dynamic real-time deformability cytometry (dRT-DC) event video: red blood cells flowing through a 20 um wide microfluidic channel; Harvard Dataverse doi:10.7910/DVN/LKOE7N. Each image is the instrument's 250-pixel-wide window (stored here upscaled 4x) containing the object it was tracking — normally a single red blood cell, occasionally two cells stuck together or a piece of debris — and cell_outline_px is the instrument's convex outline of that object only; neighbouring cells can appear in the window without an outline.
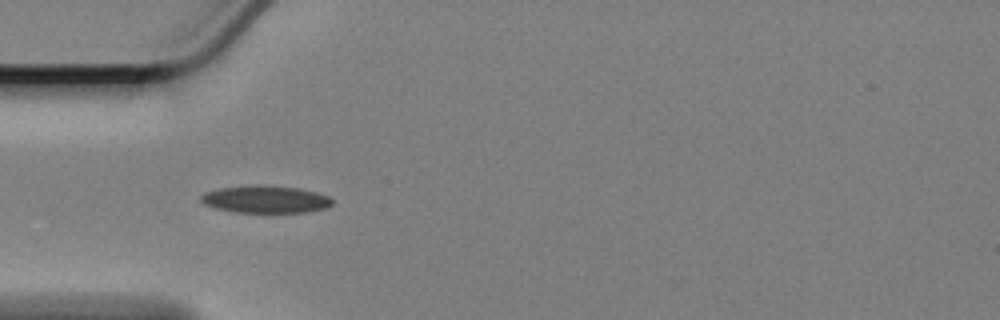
{"species": "Egyptian fruit bat (a non-hibernating species)", "species_latin": "Rousettus aegyptiacus", "temperature_condition": "cold", "stored_images_in_passage": 42, "camera_frame_rate_fps": 3000, "um_per_image_px": 0.085, "animal": {"sex": "female"}, "frame": {"image": 1, "passage_image": 1, "time_ms": 0.0, "image_size_px": [1000, 320], "cell_outline_px": [[332, 204], [324, 208], [304, 212], [232, 212], [216, 208], [204, 204], [200, 200], [200, 196], [204, 192], [220, 188], [300, 188], [316, 192], [328, 196], [332, 200]], "centroid_in_image_um": [22.56, 16.99], "position_along_channel_um": 62.4, "area_um2": 19.77}}
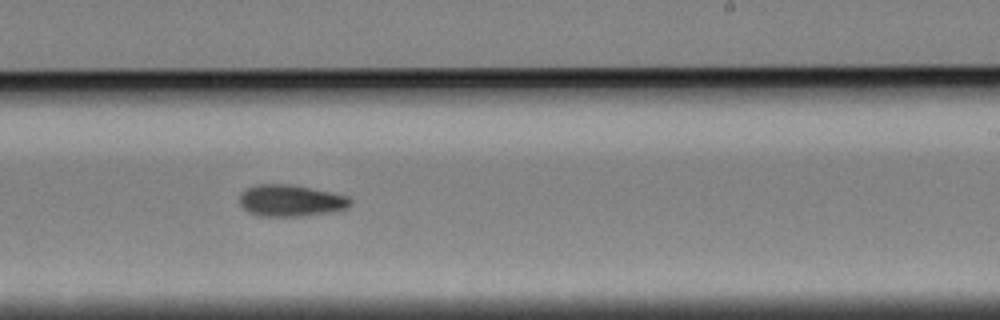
{"frame": {"image": 2, "passage_image": 19, "time_ms": 6.0, "image_size_px": [1000, 320], "cell_outline_px": [[352, 204], [348, 208], [332, 212], [300, 216], [260, 216], [248, 212], [240, 204], [240, 196], [248, 188], [256, 184], [292, 184], [348, 196], [352, 200]], "centroid_in_image_um": [24.74, 17.05], "position_along_channel_um": 264.3, "area_um2": 20.4}}
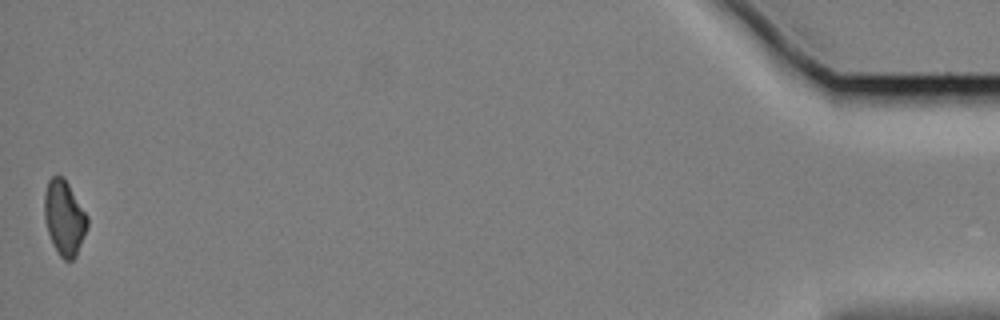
{"frame": {"image": 3, "passage_image": 42, "time_ms": 13.667, "image_size_px": [1000, 320], "cell_outline_px": [[88, 224], [76, 256], [72, 260], [64, 260], [60, 256], [48, 232], [44, 216], [44, 192], [48, 180], [52, 176], [60, 176], [68, 184], [88, 216]], "centroid_in_image_um": [5.46, 18.5], "position_along_channel_um": 429.7, "area_um2": 18.38}, "authors_computed_cell_mechanics": {"area_um2": 19.7098, "velocity_mm_per_s": 3.3735, "shape_relaxation_time_tau1_ms": 5.8785, "shape_relaxation_time_tau2_ms": null, "deformation_change_tau1": 0.1177, "deformation_change_tau2": null}}